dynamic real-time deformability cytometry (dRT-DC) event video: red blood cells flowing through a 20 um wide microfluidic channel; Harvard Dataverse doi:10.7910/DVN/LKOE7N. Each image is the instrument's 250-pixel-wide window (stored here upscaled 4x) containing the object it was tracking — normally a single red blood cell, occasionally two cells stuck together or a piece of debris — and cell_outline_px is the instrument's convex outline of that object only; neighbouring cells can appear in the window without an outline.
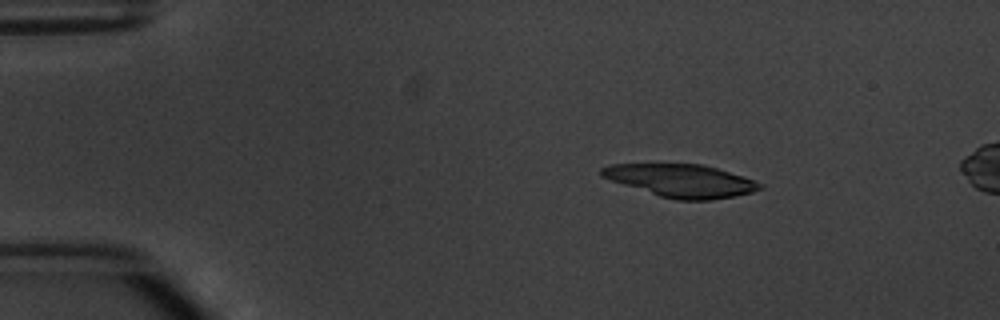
{"species": "common noctule bat (a hibernating species)", "species_latin": "Nyctalus noctula", "temperature_condition": "warm", "stored_images_in_passage": 6, "camera_frame_rate_fps": 3000, "um_per_image_px": 0.085, "animal": {"sex": "male", "body_mass_g": 20.1, "forearm_length_mm": 53.5}, "frame": {"image": 1, "passage_image": 3, "time_ms": 2.333, "image_size_px": [1000, 320], "cell_outline_px": [[764, 188], [752, 192], [736, 196], [712, 200], [676, 200], [660, 196], [600, 176], [600, 168], [612, 164], [704, 164], [744, 176], [756, 180], [764, 184]], "centroid_in_image_um": [57.98, 15.36], "position_along_channel_um": 27.0, "area_um2": 30.29}}